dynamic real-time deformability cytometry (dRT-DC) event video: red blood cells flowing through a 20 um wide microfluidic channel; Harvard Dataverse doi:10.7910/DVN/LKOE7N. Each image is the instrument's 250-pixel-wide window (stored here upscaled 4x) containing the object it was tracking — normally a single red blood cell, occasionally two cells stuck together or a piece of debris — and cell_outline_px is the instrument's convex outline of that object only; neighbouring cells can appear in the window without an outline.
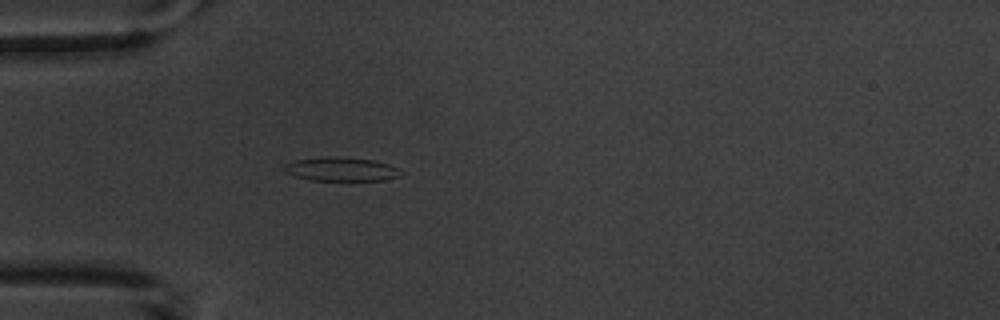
{"species": "common noctule bat (a hibernating species)", "species_latin": "Nyctalus noctula", "temperature_condition": "warm", "stored_images_in_passage": 4, "camera_frame_rate_fps": 3000, "um_per_image_px": 0.085, "animal": {"sex": "male", "body_mass_g": 20.1, "forearm_length_mm": 53.5}, "frame": {"image": 1, "passage_image": 4, "time_ms": 4.667, "image_size_px": [1000, 320], "cell_outline_px": [[400, 176], [384, 180], [312, 180], [296, 176], [284, 172], [284, 164], [296, 160], [324, 156], [344, 156], [372, 160], [388, 164], [396, 168]], "centroid_in_image_um": [28.95, 14.36], "position_along_channel_um": 56.1, "area_um2": 16.07}}